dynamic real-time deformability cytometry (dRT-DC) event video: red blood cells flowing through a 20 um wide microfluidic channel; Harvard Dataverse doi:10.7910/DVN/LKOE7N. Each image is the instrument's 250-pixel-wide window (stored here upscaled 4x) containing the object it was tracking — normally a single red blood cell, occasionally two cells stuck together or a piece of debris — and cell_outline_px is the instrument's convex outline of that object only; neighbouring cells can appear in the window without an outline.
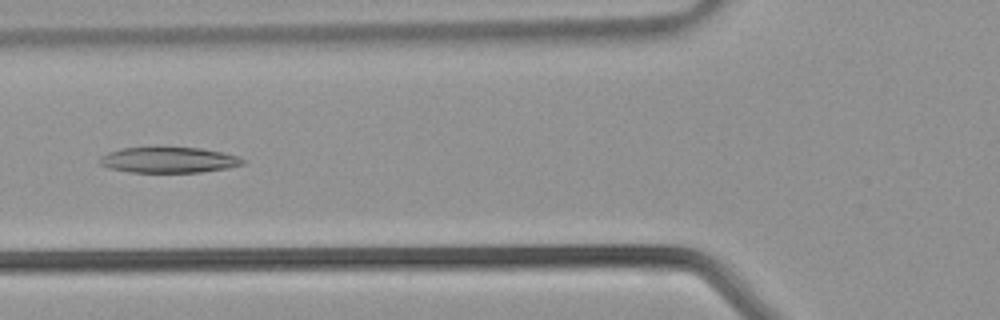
{"species": "common noctule bat (a hibernating species)", "species_latin": "Nyctalus noctula", "temperature_condition": "warm", "stored_images_in_passage": 30, "camera_frame_rate_fps": 3000, "um_per_image_px": 0.085, "animal": {"sex": "male", "body_mass_g": 21.5, "forearm_length_mm": 52.0}, "frame": {"image": 1, "passage_image": 6, "time_ms": 1.667, "image_size_px": [1000, 320], "cell_outline_px": [[248, 160], [244, 164], [228, 168], [200, 172], [128, 172], [108, 168], [100, 164], [100, 160], [108, 152], [124, 148], [200, 148], [220, 152], [236, 156]], "centroid_in_image_um": [14.38, 13.61], "position_along_channel_um": 111.4, "area_um2": 21.1}}
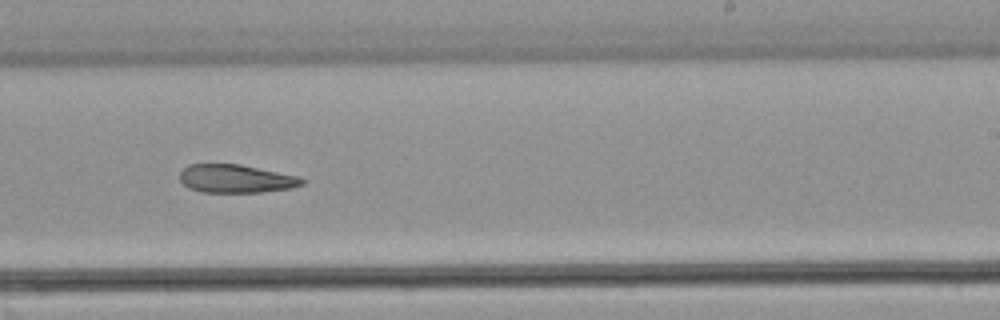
{"frame": {"image": 2, "passage_image": 15, "time_ms": 4.667, "image_size_px": [1000, 320], "cell_outline_px": [[308, 180], [304, 184], [292, 188], [260, 192], [204, 192], [188, 188], [180, 180], [180, 172], [188, 164], [240, 164], [296, 176]], "centroid_in_image_um": [20.06, 15.19], "position_along_channel_um": 268.9, "area_um2": 20.06}}
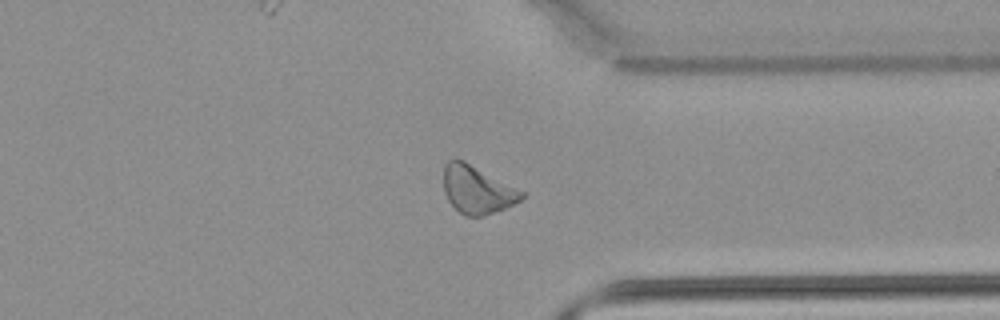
{"frame": {"image": 3, "passage_image": 21, "time_ms": 6.667, "image_size_px": [1000, 320], "cell_outline_px": [[524, 196], [520, 200], [504, 208], [484, 216], [464, 216], [448, 200], [444, 192], [444, 164], [448, 160], [464, 160], [524, 192]], "centroid_in_image_um": [40.53, 16.12], "position_along_channel_um": 370.9, "area_um2": 21.39}}